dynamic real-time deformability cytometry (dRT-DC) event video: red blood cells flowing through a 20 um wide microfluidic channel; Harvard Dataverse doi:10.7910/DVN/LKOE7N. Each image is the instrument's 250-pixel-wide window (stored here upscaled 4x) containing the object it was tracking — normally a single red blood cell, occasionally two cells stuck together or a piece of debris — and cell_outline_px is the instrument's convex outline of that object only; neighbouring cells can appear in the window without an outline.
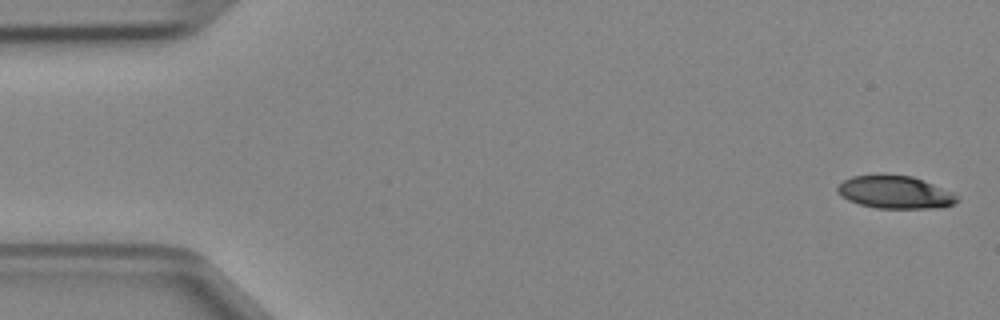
{"species": "Egyptian fruit bat (a non-hibernating species)", "species_latin": "Rousettus aegyptiacus", "temperature_condition": "cold", "stored_images_in_passage": 47, "camera_frame_rate_fps": 3000, "um_per_image_px": 0.085, "animal": {"sex": "female"}, "frame": {"image": 1, "passage_image": 1, "time_ms": 0.0, "image_size_px": [1000, 320], "cell_outline_px": [[960, 200], [952, 204], [940, 208], [876, 208], [860, 204], [848, 200], [840, 196], [836, 192], [836, 188], [844, 180], [852, 176], [880, 172], [912, 176], [952, 192], [960, 196]], "centroid_in_image_um": [76.04, 16.31], "position_along_channel_um": 9.0, "area_um2": 23.35}}
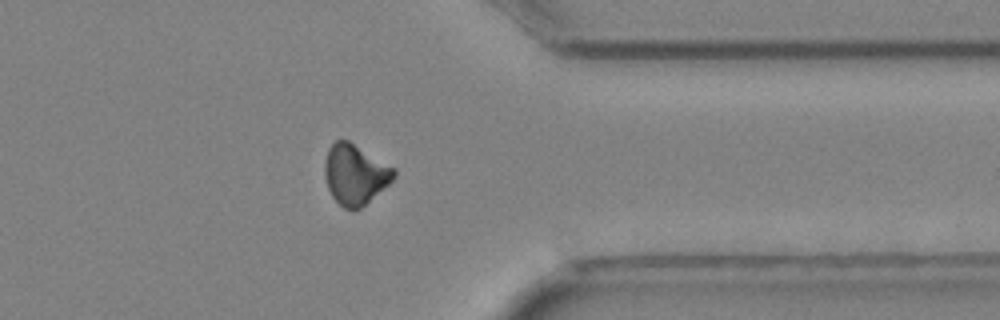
{"frame": {"image": 2, "passage_image": 37, "time_ms": 12.0, "image_size_px": [1000, 320], "cell_outline_px": [[396, 176], [388, 184], [360, 208], [352, 212], [344, 208], [332, 196], [328, 188], [324, 176], [324, 164], [328, 148], [336, 140], [348, 140], [396, 168]], "centroid_in_image_um": [30.17, 14.82], "position_along_channel_um": 381.2, "area_um2": 24.28}}
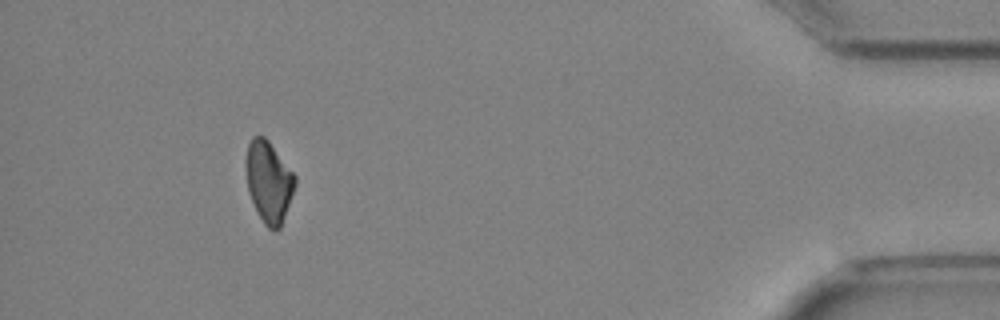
{"frame": {"image": 3, "passage_image": 43, "time_ms": 14.0, "image_size_px": [1000, 320], "cell_outline_px": [[296, 184], [280, 228], [276, 232], [272, 232], [264, 224], [248, 192], [244, 164], [244, 160], [248, 144], [252, 136], [264, 136], [268, 140], [296, 176]], "centroid_in_image_um": [22.82, 15.44], "position_along_channel_um": 412.4, "area_um2": 23.35}}